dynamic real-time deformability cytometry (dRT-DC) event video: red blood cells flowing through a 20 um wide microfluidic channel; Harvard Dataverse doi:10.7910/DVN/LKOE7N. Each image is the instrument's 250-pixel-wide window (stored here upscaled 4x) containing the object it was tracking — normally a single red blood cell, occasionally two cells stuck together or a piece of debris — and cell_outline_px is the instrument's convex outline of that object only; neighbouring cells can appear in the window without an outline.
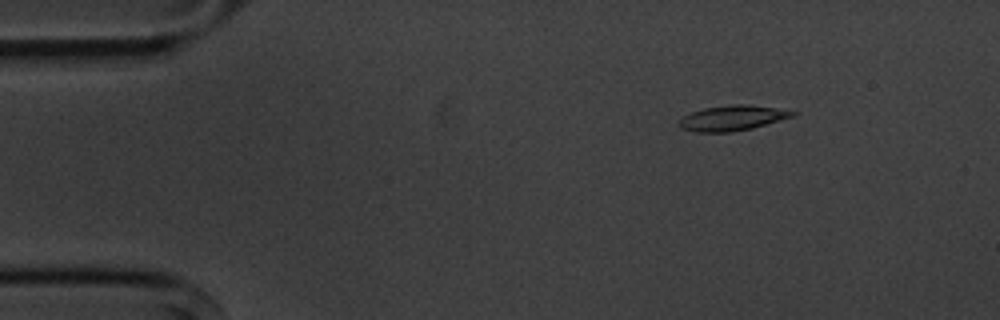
{"species": "common noctule bat (a hibernating species)", "species_latin": "Nyctalus noctula", "temperature_condition": "cold", "stored_images_in_passage": 5, "segment_of_instrument_passage": [1, 2], "camera_frame_rate_fps": 3000, "um_per_image_px": 0.085, "animal": {"sex": "male", "body_mass_g": 20.1, "forearm_length_mm": 53.5}, "frame": {"image": 1, "passage_image": 3, "time_ms": 2.333, "image_size_px": [1000, 320], "cell_outline_px": [[796, 112], [792, 116], [780, 120], [752, 128], [732, 132], [696, 132], [680, 128], [676, 124], [684, 116], [692, 112], [704, 108], [732, 104], [748, 104], [776, 108]], "centroid_in_image_um": [62.19, 10.03], "position_along_channel_um": 22.8, "area_um2": 16.53}}